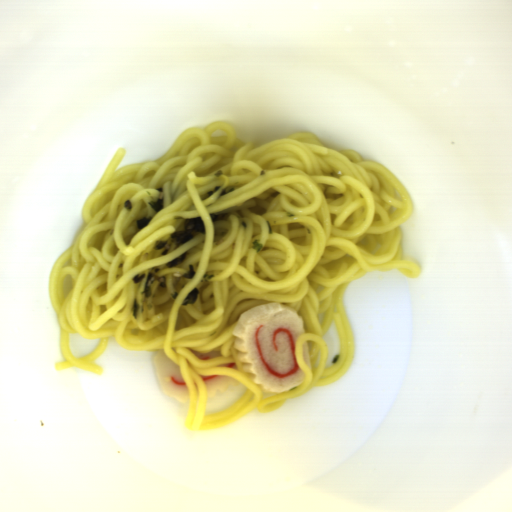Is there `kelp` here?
I'll return each mask as SVG.
<instances>
[{
  "label": "kelp",
  "instance_id": "obj_2",
  "mask_svg": "<svg viewBox=\"0 0 512 512\" xmlns=\"http://www.w3.org/2000/svg\"><path fill=\"white\" fill-rule=\"evenodd\" d=\"M195 233H204L205 232V224L201 220V217L185 219L184 221V229L174 232L167 240H157L154 243L153 249H158L165 247L166 245L177 241V247L181 246L183 243H186L191 238L194 237L193 232ZM176 247V248H177Z\"/></svg>",
  "mask_w": 512,
  "mask_h": 512
},
{
  "label": "kelp",
  "instance_id": "obj_10",
  "mask_svg": "<svg viewBox=\"0 0 512 512\" xmlns=\"http://www.w3.org/2000/svg\"><path fill=\"white\" fill-rule=\"evenodd\" d=\"M123 206L126 208V210L131 211V209H132L131 200L127 199L126 201H124Z\"/></svg>",
  "mask_w": 512,
  "mask_h": 512
},
{
  "label": "kelp",
  "instance_id": "obj_6",
  "mask_svg": "<svg viewBox=\"0 0 512 512\" xmlns=\"http://www.w3.org/2000/svg\"><path fill=\"white\" fill-rule=\"evenodd\" d=\"M196 275V271L194 269V265H188V271L184 272L182 274V277H186L189 279H193V277Z\"/></svg>",
  "mask_w": 512,
  "mask_h": 512
},
{
  "label": "kelp",
  "instance_id": "obj_5",
  "mask_svg": "<svg viewBox=\"0 0 512 512\" xmlns=\"http://www.w3.org/2000/svg\"><path fill=\"white\" fill-rule=\"evenodd\" d=\"M163 197L162 198H157L156 201H150L148 202L150 207L155 211V212H159L162 208H163V205H162V202H163Z\"/></svg>",
  "mask_w": 512,
  "mask_h": 512
},
{
  "label": "kelp",
  "instance_id": "obj_12",
  "mask_svg": "<svg viewBox=\"0 0 512 512\" xmlns=\"http://www.w3.org/2000/svg\"><path fill=\"white\" fill-rule=\"evenodd\" d=\"M232 191H235V187L229 191H226L225 189L222 188L221 192H220V195H225V194H228L229 192H232Z\"/></svg>",
  "mask_w": 512,
  "mask_h": 512
},
{
  "label": "kelp",
  "instance_id": "obj_14",
  "mask_svg": "<svg viewBox=\"0 0 512 512\" xmlns=\"http://www.w3.org/2000/svg\"><path fill=\"white\" fill-rule=\"evenodd\" d=\"M165 254H168V251L165 249L161 255H165Z\"/></svg>",
  "mask_w": 512,
  "mask_h": 512
},
{
  "label": "kelp",
  "instance_id": "obj_1",
  "mask_svg": "<svg viewBox=\"0 0 512 512\" xmlns=\"http://www.w3.org/2000/svg\"><path fill=\"white\" fill-rule=\"evenodd\" d=\"M159 272V267H156L155 272L146 275V282L142 290H140L141 303H139V299L135 297L131 299L128 305L129 311L136 321L140 317V314L144 312L145 306L147 310L152 309L153 307L152 301L154 299L155 293L152 291V284L157 282L160 287L167 288L166 276L159 275Z\"/></svg>",
  "mask_w": 512,
  "mask_h": 512
},
{
  "label": "kelp",
  "instance_id": "obj_11",
  "mask_svg": "<svg viewBox=\"0 0 512 512\" xmlns=\"http://www.w3.org/2000/svg\"><path fill=\"white\" fill-rule=\"evenodd\" d=\"M221 186H215V188L210 191V192H207V196H213L219 189H220Z\"/></svg>",
  "mask_w": 512,
  "mask_h": 512
},
{
  "label": "kelp",
  "instance_id": "obj_9",
  "mask_svg": "<svg viewBox=\"0 0 512 512\" xmlns=\"http://www.w3.org/2000/svg\"><path fill=\"white\" fill-rule=\"evenodd\" d=\"M144 279H145V273H142L141 276H139V274H135L134 276H132L131 281L134 284H138L140 281H143Z\"/></svg>",
  "mask_w": 512,
  "mask_h": 512
},
{
  "label": "kelp",
  "instance_id": "obj_13",
  "mask_svg": "<svg viewBox=\"0 0 512 512\" xmlns=\"http://www.w3.org/2000/svg\"><path fill=\"white\" fill-rule=\"evenodd\" d=\"M170 295H171L172 299H175V300H176V299L178 298V296H179L178 292H175V291H174V292H171V294H170Z\"/></svg>",
  "mask_w": 512,
  "mask_h": 512
},
{
  "label": "kelp",
  "instance_id": "obj_3",
  "mask_svg": "<svg viewBox=\"0 0 512 512\" xmlns=\"http://www.w3.org/2000/svg\"><path fill=\"white\" fill-rule=\"evenodd\" d=\"M198 294H199V289L196 287L194 289H191L187 294L186 296L184 297V299L181 301V305L184 307V306H188V305H191V304H194L195 301L197 300L198 298Z\"/></svg>",
  "mask_w": 512,
  "mask_h": 512
},
{
  "label": "kelp",
  "instance_id": "obj_8",
  "mask_svg": "<svg viewBox=\"0 0 512 512\" xmlns=\"http://www.w3.org/2000/svg\"><path fill=\"white\" fill-rule=\"evenodd\" d=\"M216 275H211L207 272H203L200 277V282H208L211 278L215 277Z\"/></svg>",
  "mask_w": 512,
  "mask_h": 512
},
{
  "label": "kelp",
  "instance_id": "obj_4",
  "mask_svg": "<svg viewBox=\"0 0 512 512\" xmlns=\"http://www.w3.org/2000/svg\"><path fill=\"white\" fill-rule=\"evenodd\" d=\"M187 254H188V252L186 250L183 253H181V255L178 256L177 258H175L172 261L166 263L167 268L175 267V266H178L179 264H181L185 260Z\"/></svg>",
  "mask_w": 512,
  "mask_h": 512
},
{
  "label": "kelp",
  "instance_id": "obj_7",
  "mask_svg": "<svg viewBox=\"0 0 512 512\" xmlns=\"http://www.w3.org/2000/svg\"><path fill=\"white\" fill-rule=\"evenodd\" d=\"M151 220H152V219H149V218H147V217H145V216H144L142 219H138V220L136 221V223H137V228L145 227L146 225H148V224L150 223V221H151Z\"/></svg>",
  "mask_w": 512,
  "mask_h": 512
}]
</instances>
